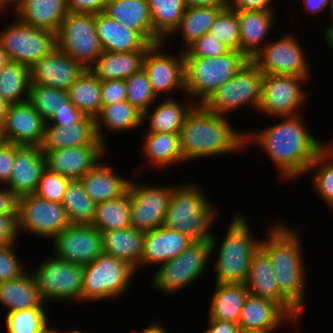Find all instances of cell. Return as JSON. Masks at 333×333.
Here are the masks:
<instances>
[{
	"label": "cell",
	"mask_w": 333,
	"mask_h": 333,
	"mask_svg": "<svg viewBox=\"0 0 333 333\" xmlns=\"http://www.w3.org/2000/svg\"><path fill=\"white\" fill-rule=\"evenodd\" d=\"M302 114L282 117V121L266 129L246 134V147L253 143L276 166L279 176L292 180L307 173L309 165L324 149V143L311 135Z\"/></svg>",
	"instance_id": "obj_1"
},
{
	"label": "cell",
	"mask_w": 333,
	"mask_h": 333,
	"mask_svg": "<svg viewBox=\"0 0 333 333\" xmlns=\"http://www.w3.org/2000/svg\"><path fill=\"white\" fill-rule=\"evenodd\" d=\"M229 122L226 116L196 104L186 116L180 132L185 162L242 150L246 146V134L235 130Z\"/></svg>",
	"instance_id": "obj_2"
},
{
	"label": "cell",
	"mask_w": 333,
	"mask_h": 333,
	"mask_svg": "<svg viewBox=\"0 0 333 333\" xmlns=\"http://www.w3.org/2000/svg\"><path fill=\"white\" fill-rule=\"evenodd\" d=\"M282 223V224H281ZM271 224L260 247L269 255L280 292L301 312L305 306L306 265L299 230L282 222Z\"/></svg>",
	"instance_id": "obj_3"
},
{
	"label": "cell",
	"mask_w": 333,
	"mask_h": 333,
	"mask_svg": "<svg viewBox=\"0 0 333 333\" xmlns=\"http://www.w3.org/2000/svg\"><path fill=\"white\" fill-rule=\"evenodd\" d=\"M181 185V186H180ZM173 186L163 226L189 236L193 241L209 240L218 211L197 183Z\"/></svg>",
	"instance_id": "obj_4"
},
{
	"label": "cell",
	"mask_w": 333,
	"mask_h": 333,
	"mask_svg": "<svg viewBox=\"0 0 333 333\" xmlns=\"http://www.w3.org/2000/svg\"><path fill=\"white\" fill-rule=\"evenodd\" d=\"M233 216L218 247V237L212 234L210 238L212 255L217 251L215 283L244 284L251 259L261 245L259 238L252 237L247 218L239 212Z\"/></svg>",
	"instance_id": "obj_5"
},
{
	"label": "cell",
	"mask_w": 333,
	"mask_h": 333,
	"mask_svg": "<svg viewBox=\"0 0 333 333\" xmlns=\"http://www.w3.org/2000/svg\"><path fill=\"white\" fill-rule=\"evenodd\" d=\"M184 61L185 95L196 104H203L217 88L233 78L248 59L238 50H229L220 56L184 57Z\"/></svg>",
	"instance_id": "obj_6"
},
{
	"label": "cell",
	"mask_w": 333,
	"mask_h": 333,
	"mask_svg": "<svg viewBox=\"0 0 333 333\" xmlns=\"http://www.w3.org/2000/svg\"><path fill=\"white\" fill-rule=\"evenodd\" d=\"M83 267V303L120 298L136 273L126 262L105 253Z\"/></svg>",
	"instance_id": "obj_7"
},
{
	"label": "cell",
	"mask_w": 333,
	"mask_h": 333,
	"mask_svg": "<svg viewBox=\"0 0 333 333\" xmlns=\"http://www.w3.org/2000/svg\"><path fill=\"white\" fill-rule=\"evenodd\" d=\"M211 241H193L177 257L159 265L151 278L152 288L168 294H175L198 280L207 269L212 256ZM154 286V287H153Z\"/></svg>",
	"instance_id": "obj_8"
},
{
	"label": "cell",
	"mask_w": 333,
	"mask_h": 333,
	"mask_svg": "<svg viewBox=\"0 0 333 333\" xmlns=\"http://www.w3.org/2000/svg\"><path fill=\"white\" fill-rule=\"evenodd\" d=\"M263 76L264 73L248 60L233 78L217 88L202 105L222 116L245 105L253 106L258 111L262 99Z\"/></svg>",
	"instance_id": "obj_9"
},
{
	"label": "cell",
	"mask_w": 333,
	"mask_h": 333,
	"mask_svg": "<svg viewBox=\"0 0 333 333\" xmlns=\"http://www.w3.org/2000/svg\"><path fill=\"white\" fill-rule=\"evenodd\" d=\"M32 275L44 302H82L83 265L56 258L41 261Z\"/></svg>",
	"instance_id": "obj_10"
},
{
	"label": "cell",
	"mask_w": 333,
	"mask_h": 333,
	"mask_svg": "<svg viewBox=\"0 0 333 333\" xmlns=\"http://www.w3.org/2000/svg\"><path fill=\"white\" fill-rule=\"evenodd\" d=\"M56 44L89 69L102 53L95 29V14L68 12L56 33Z\"/></svg>",
	"instance_id": "obj_11"
},
{
	"label": "cell",
	"mask_w": 333,
	"mask_h": 333,
	"mask_svg": "<svg viewBox=\"0 0 333 333\" xmlns=\"http://www.w3.org/2000/svg\"><path fill=\"white\" fill-rule=\"evenodd\" d=\"M68 225L70 221L62 203L51 202L35 194L24 195L17 199L18 237L23 231L53 240Z\"/></svg>",
	"instance_id": "obj_12"
},
{
	"label": "cell",
	"mask_w": 333,
	"mask_h": 333,
	"mask_svg": "<svg viewBox=\"0 0 333 333\" xmlns=\"http://www.w3.org/2000/svg\"><path fill=\"white\" fill-rule=\"evenodd\" d=\"M0 32V44L10 61L31 67L55 47L56 33L25 24L17 18Z\"/></svg>",
	"instance_id": "obj_13"
},
{
	"label": "cell",
	"mask_w": 333,
	"mask_h": 333,
	"mask_svg": "<svg viewBox=\"0 0 333 333\" xmlns=\"http://www.w3.org/2000/svg\"><path fill=\"white\" fill-rule=\"evenodd\" d=\"M306 81L295 75L264 74L260 113L277 118L300 115V107L307 101L302 88Z\"/></svg>",
	"instance_id": "obj_14"
},
{
	"label": "cell",
	"mask_w": 333,
	"mask_h": 333,
	"mask_svg": "<svg viewBox=\"0 0 333 333\" xmlns=\"http://www.w3.org/2000/svg\"><path fill=\"white\" fill-rule=\"evenodd\" d=\"M294 35H283L277 41L266 42L251 60L264 74L295 75L309 78L307 55Z\"/></svg>",
	"instance_id": "obj_15"
},
{
	"label": "cell",
	"mask_w": 333,
	"mask_h": 333,
	"mask_svg": "<svg viewBox=\"0 0 333 333\" xmlns=\"http://www.w3.org/2000/svg\"><path fill=\"white\" fill-rule=\"evenodd\" d=\"M172 188L161 184L141 186L131 180L128 187L131 227L148 232L163 226Z\"/></svg>",
	"instance_id": "obj_16"
},
{
	"label": "cell",
	"mask_w": 333,
	"mask_h": 333,
	"mask_svg": "<svg viewBox=\"0 0 333 333\" xmlns=\"http://www.w3.org/2000/svg\"><path fill=\"white\" fill-rule=\"evenodd\" d=\"M165 42L151 45L143 62L152 90L157 97L162 94L169 96L176 90L184 92L185 96V61L184 51L178 56L167 54L163 50ZM168 93V94H167Z\"/></svg>",
	"instance_id": "obj_17"
},
{
	"label": "cell",
	"mask_w": 333,
	"mask_h": 333,
	"mask_svg": "<svg viewBox=\"0 0 333 333\" xmlns=\"http://www.w3.org/2000/svg\"><path fill=\"white\" fill-rule=\"evenodd\" d=\"M54 256L86 265L103 253L102 233L92 225L70 224L53 239Z\"/></svg>",
	"instance_id": "obj_18"
},
{
	"label": "cell",
	"mask_w": 333,
	"mask_h": 333,
	"mask_svg": "<svg viewBox=\"0 0 333 333\" xmlns=\"http://www.w3.org/2000/svg\"><path fill=\"white\" fill-rule=\"evenodd\" d=\"M101 140L89 145L47 150L44 153L46 168L67 178L80 179L93 170L108 153Z\"/></svg>",
	"instance_id": "obj_19"
},
{
	"label": "cell",
	"mask_w": 333,
	"mask_h": 333,
	"mask_svg": "<svg viewBox=\"0 0 333 333\" xmlns=\"http://www.w3.org/2000/svg\"><path fill=\"white\" fill-rule=\"evenodd\" d=\"M245 286L250 295L278 304L297 324L301 312L280 292L269 255L259 247L254 253ZM298 321V322H297Z\"/></svg>",
	"instance_id": "obj_20"
},
{
	"label": "cell",
	"mask_w": 333,
	"mask_h": 333,
	"mask_svg": "<svg viewBox=\"0 0 333 333\" xmlns=\"http://www.w3.org/2000/svg\"><path fill=\"white\" fill-rule=\"evenodd\" d=\"M1 127L4 141L38 147L43 143L45 122L28 100L9 104Z\"/></svg>",
	"instance_id": "obj_21"
},
{
	"label": "cell",
	"mask_w": 333,
	"mask_h": 333,
	"mask_svg": "<svg viewBox=\"0 0 333 333\" xmlns=\"http://www.w3.org/2000/svg\"><path fill=\"white\" fill-rule=\"evenodd\" d=\"M29 68L30 84L64 90H67L86 69L58 47Z\"/></svg>",
	"instance_id": "obj_22"
},
{
	"label": "cell",
	"mask_w": 333,
	"mask_h": 333,
	"mask_svg": "<svg viewBox=\"0 0 333 333\" xmlns=\"http://www.w3.org/2000/svg\"><path fill=\"white\" fill-rule=\"evenodd\" d=\"M45 169L46 160L41 147L15 144V158L6 187L17 198L34 194Z\"/></svg>",
	"instance_id": "obj_23"
},
{
	"label": "cell",
	"mask_w": 333,
	"mask_h": 333,
	"mask_svg": "<svg viewBox=\"0 0 333 333\" xmlns=\"http://www.w3.org/2000/svg\"><path fill=\"white\" fill-rule=\"evenodd\" d=\"M11 4L18 20L53 33L59 31L68 13L66 0H7L3 6L7 10Z\"/></svg>",
	"instance_id": "obj_24"
},
{
	"label": "cell",
	"mask_w": 333,
	"mask_h": 333,
	"mask_svg": "<svg viewBox=\"0 0 333 333\" xmlns=\"http://www.w3.org/2000/svg\"><path fill=\"white\" fill-rule=\"evenodd\" d=\"M192 242L189 236L164 226L145 232L140 267L157 266L174 259Z\"/></svg>",
	"instance_id": "obj_25"
},
{
	"label": "cell",
	"mask_w": 333,
	"mask_h": 333,
	"mask_svg": "<svg viewBox=\"0 0 333 333\" xmlns=\"http://www.w3.org/2000/svg\"><path fill=\"white\" fill-rule=\"evenodd\" d=\"M103 13L126 28L139 32L152 45L163 42L154 33L147 0H108Z\"/></svg>",
	"instance_id": "obj_26"
},
{
	"label": "cell",
	"mask_w": 333,
	"mask_h": 333,
	"mask_svg": "<svg viewBox=\"0 0 333 333\" xmlns=\"http://www.w3.org/2000/svg\"><path fill=\"white\" fill-rule=\"evenodd\" d=\"M239 23V51L248 59L263 48L275 23L274 10H241L236 11Z\"/></svg>",
	"instance_id": "obj_27"
},
{
	"label": "cell",
	"mask_w": 333,
	"mask_h": 333,
	"mask_svg": "<svg viewBox=\"0 0 333 333\" xmlns=\"http://www.w3.org/2000/svg\"><path fill=\"white\" fill-rule=\"evenodd\" d=\"M95 29L102 51L147 50L152 45L139 32L126 28L103 12L95 14Z\"/></svg>",
	"instance_id": "obj_28"
},
{
	"label": "cell",
	"mask_w": 333,
	"mask_h": 333,
	"mask_svg": "<svg viewBox=\"0 0 333 333\" xmlns=\"http://www.w3.org/2000/svg\"><path fill=\"white\" fill-rule=\"evenodd\" d=\"M284 320L294 323L293 319L278 304L249 294L241 310L238 323L241 329L272 333L282 326Z\"/></svg>",
	"instance_id": "obj_29"
},
{
	"label": "cell",
	"mask_w": 333,
	"mask_h": 333,
	"mask_svg": "<svg viewBox=\"0 0 333 333\" xmlns=\"http://www.w3.org/2000/svg\"><path fill=\"white\" fill-rule=\"evenodd\" d=\"M102 161L80 178L85 192L96 204L124 195L131 181L118 175L113 166Z\"/></svg>",
	"instance_id": "obj_30"
},
{
	"label": "cell",
	"mask_w": 333,
	"mask_h": 333,
	"mask_svg": "<svg viewBox=\"0 0 333 333\" xmlns=\"http://www.w3.org/2000/svg\"><path fill=\"white\" fill-rule=\"evenodd\" d=\"M98 140L95 118H92L89 122H74L62 126L45 123L41 150L45 153L47 150L89 145L96 143Z\"/></svg>",
	"instance_id": "obj_31"
},
{
	"label": "cell",
	"mask_w": 333,
	"mask_h": 333,
	"mask_svg": "<svg viewBox=\"0 0 333 333\" xmlns=\"http://www.w3.org/2000/svg\"><path fill=\"white\" fill-rule=\"evenodd\" d=\"M145 232L132 227L102 233L103 253L126 262L137 273Z\"/></svg>",
	"instance_id": "obj_32"
},
{
	"label": "cell",
	"mask_w": 333,
	"mask_h": 333,
	"mask_svg": "<svg viewBox=\"0 0 333 333\" xmlns=\"http://www.w3.org/2000/svg\"><path fill=\"white\" fill-rule=\"evenodd\" d=\"M0 304L7 308V313L46 308L32 273L27 271L19 278L0 282Z\"/></svg>",
	"instance_id": "obj_33"
},
{
	"label": "cell",
	"mask_w": 333,
	"mask_h": 333,
	"mask_svg": "<svg viewBox=\"0 0 333 333\" xmlns=\"http://www.w3.org/2000/svg\"><path fill=\"white\" fill-rule=\"evenodd\" d=\"M147 50L130 52L102 51L96 62L89 68L101 81L126 80L143 68Z\"/></svg>",
	"instance_id": "obj_34"
},
{
	"label": "cell",
	"mask_w": 333,
	"mask_h": 333,
	"mask_svg": "<svg viewBox=\"0 0 333 333\" xmlns=\"http://www.w3.org/2000/svg\"><path fill=\"white\" fill-rule=\"evenodd\" d=\"M184 105L174 98H166L159 102L153 111L150 108L143 113V122L149 125L146 132L153 133H180L186 116L196 105L191 99Z\"/></svg>",
	"instance_id": "obj_35"
},
{
	"label": "cell",
	"mask_w": 333,
	"mask_h": 333,
	"mask_svg": "<svg viewBox=\"0 0 333 333\" xmlns=\"http://www.w3.org/2000/svg\"><path fill=\"white\" fill-rule=\"evenodd\" d=\"M209 307V319L238 322L249 295L245 284L215 283Z\"/></svg>",
	"instance_id": "obj_36"
},
{
	"label": "cell",
	"mask_w": 333,
	"mask_h": 333,
	"mask_svg": "<svg viewBox=\"0 0 333 333\" xmlns=\"http://www.w3.org/2000/svg\"><path fill=\"white\" fill-rule=\"evenodd\" d=\"M142 118L143 113L128 101L104 106L95 118L97 137L106 145L103 128L112 132H127L143 126Z\"/></svg>",
	"instance_id": "obj_37"
},
{
	"label": "cell",
	"mask_w": 333,
	"mask_h": 333,
	"mask_svg": "<svg viewBox=\"0 0 333 333\" xmlns=\"http://www.w3.org/2000/svg\"><path fill=\"white\" fill-rule=\"evenodd\" d=\"M143 153L146 159L158 168L185 163L181 151L180 133L146 132L144 136Z\"/></svg>",
	"instance_id": "obj_38"
},
{
	"label": "cell",
	"mask_w": 333,
	"mask_h": 333,
	"mask_svg": "<svg viewBox=\"0 0 333 333\" xmlns=\"http://www.w3.org/2000/svg\"><path fill=\"white\" fill-rule=\"evenodd\" d=\"M67 92L69 100L79 111L92 118L100 114L101 80L90 69H85Z\"/></svg>",
	"instance_id": "obj_39"
},
{
	"label": "cell",
	"mask_w": 333,
	"mask_h": 333,
	"mask_svg": "<svg viewBox=\"0 0 333 333\" xmlns=\"http://www.w3.org/2000/svg\"><path fill=\"white\" fill-rule=\"evenodd\" d=\"M222 8L224 7H186L178 27L170 37L180 33L183 41L181 51H184L195 40L210 31L216 15Z\"/></svg>",
	"instance_id": "obj_40"
},
{
	"label": "cell",
	"mask_w": 333,
	"mask_h": 333,
	"mask_svg": "<svg viewBox=\"0 0 333 333\" xmlns=\"http://www.w3.org/2000/svg\"><path fill=\"white\" fill-rule=\"evenodd\" d=\"M92 226L101 233L131 227L129 192L96 204Z\"/></svg>",
	"instance_id": "obj_41"
},
{
	"label": "cell",
	"mask_w": 333,
	"mask_h": 333,
	"mask_svg": "<svg viewBox=\"0 0 333 333\" xmlns=\"http://www.w3.org/2000/svg\"><path fill=\"white\" fill-rule=\"evenodd\" d=\"M30 88V68L9 61L0 70V95L9 103L28 100Z\"/></svg>",
	"instance_id": "obj_42"
},
{
	"label": "cell",
	"mask_w": 333,
	"mask_h": 333,
	"mask_svg": "<svg viewBox=\"0 0 333 333\" xmlns=\"http://www.w3.org/2000/svg\"><path fill=\"white\" fill-rule=\"evenodd\" d=\"M62 205L70 224L92 225L96 203L87 195L80 179L69 181Z\"/></svg>",
	"instance_id": "obj_43"
},
{
	"label": "cell",
	"mask_w": 333,
	"mask_h": 333,
	"mask_svg": "<svg viewBox=\"0 0 333 333\" xmlns=\"http://www.w3.org/2000/svg\"><path fill=\"white\" fill-rule=\"evenodd\" d=\"M154 33L166 43L185 11L184 0H147Z\"/></svg>",
	"instance_id": "obj_44"
},
{
	"label": "cell",
	"mask_w": 333,
	"mask_h": 333,
	"mask_svg": "<svg viewBox=\"0 0 333 333\" xmlns=\"http://www.w3.org/2000/svg\"><path fill=\"white\" fill-rule=\"evenodd\" d=\"M28 101L47 123L56 112L64 108H76L64 89L30 84Z\"/></svg>",
	"instance_id": "obj_45"
},
{
	"label": "cell",
	"mask_w": 333,
	"mask_h": 333,
	"mask_svg": "<svg viewBox=\"0 0 333 333\" xmlns=\"http://www.w3.org/2000/svg\"><path fill=\"white\" fill-rule=\"evenodd\" d=\"M310 172L314 173L312 186L318 197L333 209V156L323 149L309 165L307 173Z\"/></svg>",
	"instance_id": "obj_46"
},
{
	"label": "cell",
	"mask_w": 333,
	"mask_h": 333,
	"mask_svg": "<svg viewBox=\"0 0 333 333\" xmlns=\"http://www.w3.org/2000/svg\"><path fill=\"white\" fill-rule=\"evenodd\" d=\"M8 333H44L49 326L45 308H29L5 315Z\"/></svg>",
	"instance_id": "obj_47"
},
{
	"label": "cell",
	"mask_w": 333,
	"mask_h": 333,
	"mask_svg": "<svg viewBox=\"0 0 333 333\" xmlns=\"http://www.w3.org/2000/svg\"><path fill=\"white\" fill-rule=\"evenodd\" d=\"M209 32L230 50L239 51L240 33L237 13L229 6L218 12Z\"/></svg>",
	"instance_id": "obj_48"
},
{
	"label": "cell",
	"mask_w": 333,
	"mask_h": 333,
	"mask_svg": "<svg viewBox=\"0 0 333 333\" xmlns=\"http://www.w3.org/2000/svg\"><path fill=\"white\" fill-rule=\"evenodd\" d=\"M127 101L144 113L158 99L152 90L146 71L142 68L126 80Z\"/></svg>",
	"instance_id": "obj_49"
},
{
	"label": "cell",
	"mask_w": 333,
	"mask_h": 333,
	"mask_svg": "<svg viewBox=\"0 0 333 333\" xmlns=\"http://www.w3.org/2000/svg\"><path fill=\"white\" fill-rule=\"evenodd\" d=\"M70 180V178L53 173L46 168L34 194L51 202L62 203Z\"/></svg>",
	"instance_id": "obj_50"
},
{
	"label": "cell",
	"mask_w": 333,
	"mask_h": 333,
	"mask_svg": "<svg viewBox=\"0 0 333 333\" xmlns=\"http://www.w3.org/2000/svg\"><path fill=\"white\" fill-rule=\"evenodd\" d=\"M229 50L226 45L208 32L195 40L184 50V57L220 56Z\"/></svg>",
	"instance_id": "obj_51"
},
{
	"label": "cell",
	"mask_w": 333,
	"mask_h": 333,
	"mask_svg": "<svg viewBox=\"0 0 333 333\" xmlns=\"http://www.w3.org/2000/svg\"><path fill=\"white\" fill-rule=\"evenodd\" d=\"M15 245L16 242L0 247V282L19 278L26 272L17 251H14Z\"/></svg>",
	"instance_id": "obj_52"
},
{
	"label": "cell",
	"mask_w": 333,
	"mask_h": 333,
	"mask_svg": "<svg viewBox=\"0 0 333 333\" xmlns=\"http://www.w3.org/2000/svg\"><path fill=\"white\" fill-rule=\"evenodd\" d=\"M127 101L126 82L121 79L101 81V105H107Z\"/></svg>",
	"instance_id": "obj_53"
},
{
	"label": "cell",
	"mask_w": 333,
	"mask_h": 333,
	"mask_svg": "<svg viewBox=\"0 0 333 333\" xmlns=\"http://www.w3.org/2000/svg\"><path fill=\"white\" fill-rule=\"evenodd\" d=\"M15 158V144L7 141L0 142V185L6 186L11 177Z\"/></svg>",
	"instance_id": "obj_54"
},
{
	"label": "cell",
	"mask_w": 333,
	"mask_h": 333,
	"mask_svg": "<svg viewBox=\"0 0 333 333\" xmlns=\"http://www.w3.org/2000/svg\"><path fill=\"white\" fill-rule=\"evenodd\" d=\"M92 117L85 115L77 108H64L47 122L49 125H68L74 122H89Z\"/></svg>",
	"instance_id": "obj_55"
},
{
	"label": "cell",
	"mask_w": 333,
	"mask_h": 333,
	"mask_svg": "<svg viewBox=\"0 0 333 333\" xmlns=\"http://www.w3.org/2000/svg\"><path fill=\"white\" fill-rule=\"evenodd\" d=\"M108 0H66L68 12L101 13L105 9Z\"/></svg>",
	"instance_id": "obj_56"
},
{
	"label": "cell",
	"mask_w": 333,
	"mask_h": 333,
	"mask_svg": "<svg viewBox=\"0 0 333 333\" xmlns=\"http://www.w3.org/2000/svg\"><path fill=\"white\" fill-rule=\"evenodd\" d=\"M17 215H0V247L17 242Z\"/></svg>",
	"instance_id": "obj_57"
},
{
	"label": "cell",
	"mask_w": 333,
	"mask_h": 333,
	"mask_svg": "<svg viewBox=\"0 0 333 333\" xmlns=\"http://www.w3.org/2000/svg\"><path fill=\"white\" fill-rule=\"evenodd\" d=\"M274 0H228V6L235 10H274L272 7Z\"/></svg>",
	"instance_id": "obj_58"
},
{
	"label": "cell",
	"mask_w": 333,
	"mask_h": 333,
	"mask_svg": "<svg viewBox=\"0 0 333 333\" xmlns=\"http://www.w3.org/2000/svg\"><path fill=\"white\" fill-rule=\"evenodd\" d=\"M17 197L6 186H0V215H17Z\"/></svg>",
	"instance_id": "obj_59"
},
{
	"label": "cell",
	"mask_w": 333,
	"mask_h": 333,
	"mask_svg": "<svg viewBox=\"0 0 333 333\" xmlns=\"http://www.w3.org/2000/svg\"><path fill=\"white\" fill-rule=\"evenodd\" d=\"M240 329L238 322L208 319V327L204 333H238Z\"/></svg>",
	"instance_id": "obj_60"
},
{
	"label": "cell",
	"mask_w": 333,
	"mask_h": 333,
	"mask_svg": "<svg viewBox=\"0 0 333 333\" xmlns=\"http://www.w3.org/2000/svg\"><path fill=\"white\" fill-rule=\"evenodd\" d=\"M184 3L187 8L228 6V0H184Z\"/></svg>",
	"instance_id": "obj_61"
},
{
	"label": "cell",
	"mask_w": 333,
	"mask_h": 333,
	"mask_svg": "<svg viewBox=\"0 0 333 333\" xmlns=\"http://www.w3.org/2000/svg\"><path fill=\"white\" fill-rule=\"evenodd\" d=\"M305 9L308 10L309 14H320L328 6L331 7V0H303Z\"/></svg>",
	"instance_id": "obj_62"
},
{
	"label": "cell",
	"mask_w": 333,
	"mask_h": 333,
	"mask_svg": "<svg viewBox=\"0 0 333 333\" xmlns=\"http://www.w3.org/2000/svg\"><path fill=\"white\" fill-rule=\"evenodd\" d=\"M139 333H168V331L165 329V327H163L162 324H158V322H155Z\"/></svg>",
	"instance_id": "obj_63"
},
{
	"label": "cell",
	"mask_w": 333,
	"mask_h": 333,
	"mask_svg": "<svg viewBox=\"0 0 333 333\" xmlns=\"http://www.w3.org/2000/svg\"><path fill=\"white\" fill-rule=\"evenodd\" d=\"M9 103L0 95V124L3 123Z\"/></svg>",
	"instance_id": "obj_64"
},
{
	"label": "cell",
	"mask_w": 333,
	"mask_h": 333,
	"mask_svg": "<svg viewBox=\"0 0 333 333\" xmlns=\"http://www.w3.org/2000/svg\"><path fill=\"white\" fill-rule=\"evenodd\" d=\"M9 58L7 53L5 52V50L2 48L1 44H0V70L1 68L7 64L9 62Z\"/></svg>",
	"instance_id": "obj_65"
},
{
	"label": "cell",
	"mask_w": 333,
	"mask_h": 333,
	"mask_svg": "<svg viewBox=\"0 0 333 333\" xmlns=\"http://www.w3.org/2000/svg\"><path fill=\"white\" fill-rule=\"evenodd\" d=\"M326 43L331 47L333 50V31L324 34Z\"/></svg>",
	"instance_id": "obj_66"
},
{
	"label": "cell",
	"mask_w": 333,
	"mask_h": 333,
	"mask_svg": "<svg viewBox=\"0 0 333 333\" xmlns=\"http://www.w3.org/2000/svg\"><path fill=\"white\" fill-rule=\"evenodd\" d=\"M329 8H330V12L329 13H331V15L333 16V0H331V7H329ZM332 20H333V17H332ZM330 31H333V23L330 24V25H328V27L325 29V33L324 34H327Z\"/></svg>",
	"instance_id": "obj_67"
},
{
	"label": "cell",
	"mask_w": 333,
	"mask_h": 333,
	"mask_svg": "<svg viewBox=\"0 0 333 333\" xmlns=\"http://www.w3.org/2000/svg\"><path fill=\"white\" fill-rule=\"evenodd\" d=\"M329 143V144H328ZM324 144V149L333 156V141Z\"/></svg>",
	"instance_id": "obj_68"
},
{
	"label": "cell",
	"mask_w": 333,
	"mask_h": 333,
	"mask_svg": "<svg viewBox=\"0 0 333 333\" xmlns=\"http://www.w3.org/2000/svg\"><path fill=\"white\" fill-rule=\"evenodd\" d=\"M238 333H268L259 330H251V329H240Z\"/></svg>",
	"instance_id": "obj_69"
},
{
	"label": "cell",
	"mask_w": 333,
	"mask_h": 333,
	"mask_svg": "<svg viewBox=\"0 0 333 333\" xmlns=\"http://www.w3.org/2000/svg\"><path fill=\"white\" fill-rule=\"evenodd\" d=\"M57 333H87V332H83V331H81V330H78V329H73V330H71L70 329V331L68 330V331H60L59 329H57Z\"/></svg>",
	"instance_id": "obj_70"
},
{
	"label": "cell",
	"mask_w": 333,
	"mask_h": 333,
	"mask_svg": "<svg viewBox=\"0 0 333 333\" xmlns=\"http://www.w3.org/2000/svg\"><path fill=\"white\" fill-rule=\"evenodd\" d=\"M44 333H57V329L55 328H49L47 331H45Z\"/></svg>",
	"instance_id": "obj_71"
},
{
	"label": "cell",
	"mask_w": 333,
	"mask_h": 333,
	"mask_svg": "<svg viewBox=\"0 0 333 333\" xmlns=\"http://www.w3.org/2000/svg\"><path fill=\"white\" fill-rule=\"evenodd\" d=\"M4 139H3V135H2V127H1V124H0V142H3Z\"/></svg>",
	"instance_id": "obj_72"
},
{
	"label": "cell",
	"mask_w": 333,
	"mask_h": 333,
	"mask_svg": "<svg viewBox=\"0 0 333 333\" xmlns=\"http://www.w3.org/2000/svg\"><path fill=\"white\" fill-rule=\"evenodd\" d=\"M6 1H7V0H0V3H1L2 5H4Z\"/></svg>",
	"instance_id": "obj_73"
}]
</instances>
